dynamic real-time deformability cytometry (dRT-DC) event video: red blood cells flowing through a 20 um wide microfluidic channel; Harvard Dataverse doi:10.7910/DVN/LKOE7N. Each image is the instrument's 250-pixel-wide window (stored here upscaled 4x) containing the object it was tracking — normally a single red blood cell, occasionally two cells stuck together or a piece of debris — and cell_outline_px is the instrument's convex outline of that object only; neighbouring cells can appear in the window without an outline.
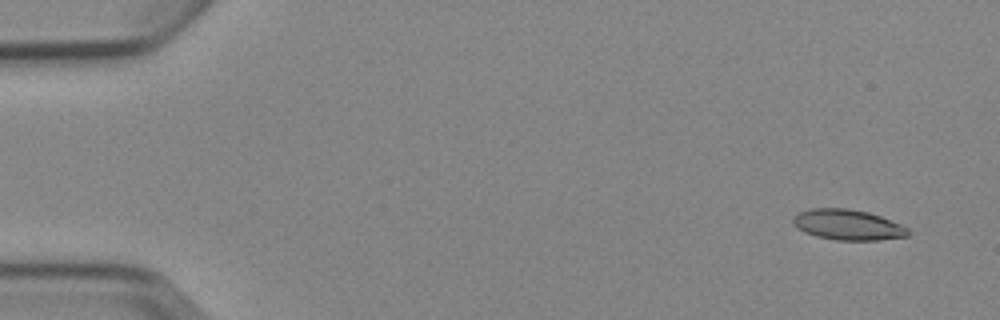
{"species": "Egyptian fruit bat (a non-hibernating species)", "species_latin": "Rousettus aegyptiacus", "temperature_condition": "cold", "stored_images_in_passage": 7, "camera_frame_rate_fps": 3000, "um_per_image_px": 0.085, "animal": {"sex": "female"}, "frame": {"image": 1, "passage_image": 1, "time_ms": 0.0, "image_size_px": [1000, 320], "cell_outline_px": [[908, 236], [880, 240], [836, 240], [816, 236], [804, 232], [796, 228], [792, 224], [792, 220], [800, 212], [812, 208], [848, 208], [868, 212], [880, 216], [900, 224], [908, 228]], "centroid_in_image_um": [72.04, 19.11], "position_along_channel_um": 13.0, "area_um2": 20.4}}
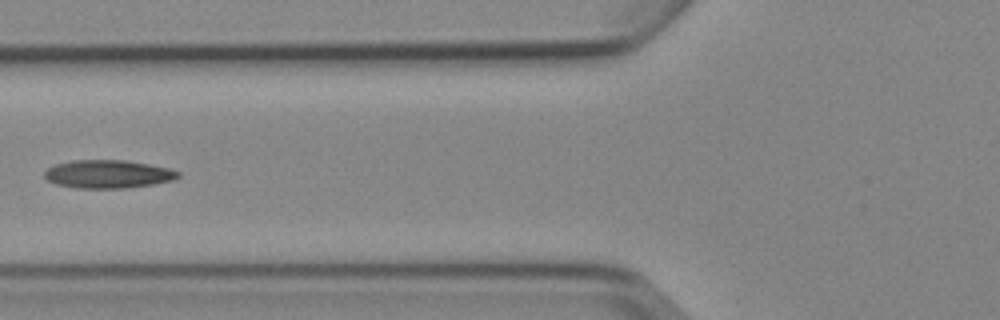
{"frame": {"image": 2, "passage_image": 6, "time_ms": 6.0, "image_size_px": [1000, 320], "cell_outline_px": [[180, 176], [172, 180], [152, 184], [124, 188], [76, 188], [56, 184], [48, 180], [44, 176], [44, 172], [48, 168], [56, 164], [72, 160], [124, 160], [148, 164], [168, 168], [180, 172]], "centroid_in_image_um": [9.16, 14.79], "position_along_channel_um": 116.6, "area_um2": 21.79}}
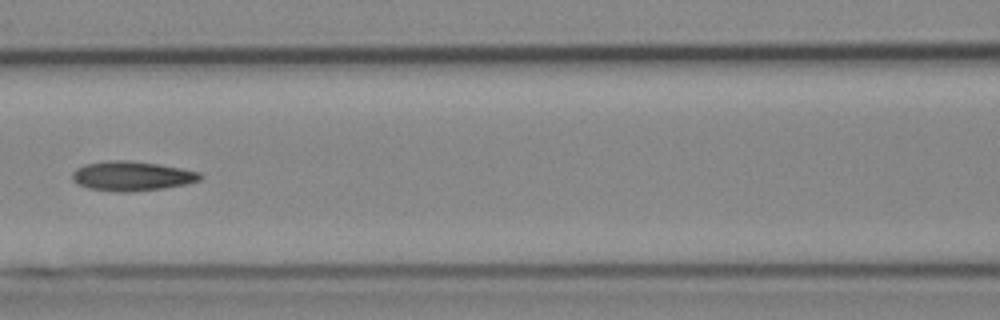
{"frame": {"image": 3, "passage_image": 7, "time_ms": 7.0, "image_size_px": [1000, 320], "cell_outline_px": [[204, 176], [200, 180], [188, 184], [164, 188], [128, 192], [120, 192], [88, 188], [76, 184], [72, 180], [72, 172], [76, 168], [84, 164], [108, 160], [128, 160], [160, 164], [200, 172]], "centroid_in_image_um": [11.2, 14.96], "position_along_channel_um": 155.4, "area_um2": 22.25}}